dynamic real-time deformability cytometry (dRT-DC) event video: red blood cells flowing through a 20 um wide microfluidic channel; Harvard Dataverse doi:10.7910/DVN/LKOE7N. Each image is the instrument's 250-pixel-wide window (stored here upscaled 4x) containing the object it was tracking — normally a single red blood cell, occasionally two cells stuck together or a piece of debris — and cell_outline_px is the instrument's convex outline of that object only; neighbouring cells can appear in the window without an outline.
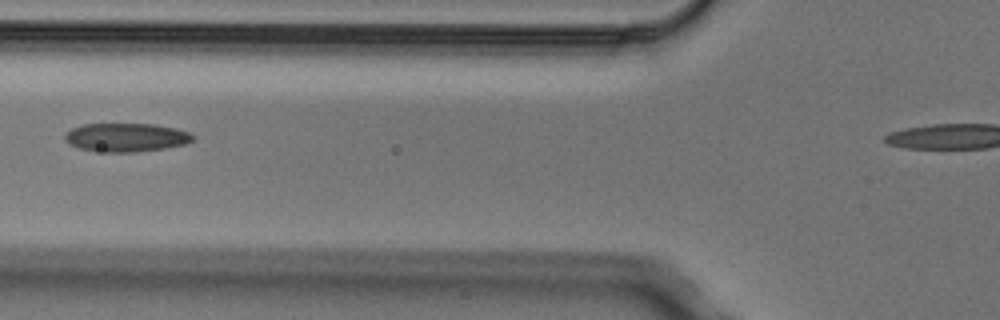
{"species": "Egyptian fruit bat (a non-hibernating species)", "species_latin": "Rousettus aegyptiacus", "temperature_condition": "cold", "stored_images_in_passage": 3, "camera_frame_rate_fps": 3000, "um_per_image_px": 0.085, "animal": {"sex": "male"}, "frame": {"image": 1, "passage_image": 3, "time_ms": 0.667, "image_size_px": [1000, 320], "cell_outline_px": [[196, 136], [192, 140], [184, 144], [164, 148], [132, 152], [108, 152], [80, 148], [68, 144], [64, 140], [64, 132], [80, 124], [156, 124], [188, 132]], "centroid_in_image_um": [10.66, 11.67], "position_along_channel_um": 115.1, "area_um2": 21.21}}